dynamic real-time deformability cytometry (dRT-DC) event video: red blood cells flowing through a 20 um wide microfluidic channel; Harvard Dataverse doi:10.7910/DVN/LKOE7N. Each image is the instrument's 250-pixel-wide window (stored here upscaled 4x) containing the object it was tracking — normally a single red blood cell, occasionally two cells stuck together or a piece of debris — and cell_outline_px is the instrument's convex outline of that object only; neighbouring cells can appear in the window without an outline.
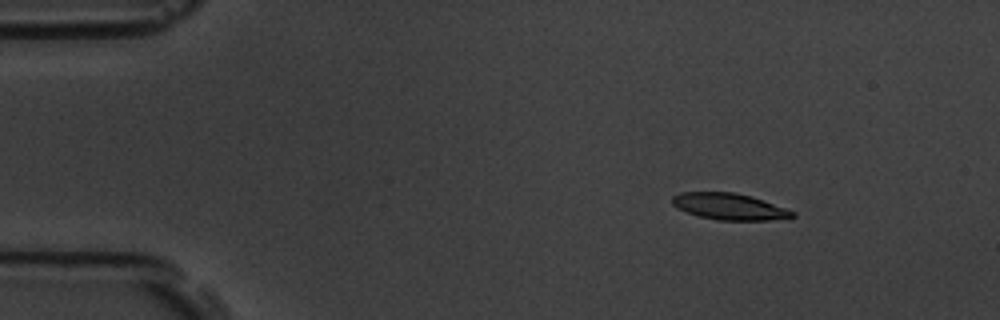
{"species": "common noctule bat (a hibernating species)", "species_latin": "Nyctalus noctula", "temperature_condition": "room temperature", "stored_images_in_passage": 50, "camera_frame_rate_fps": 3000, "um_per_image_px": 0.085, "animal": {"sex": "male", "body_mass_g": 19.5, "forearm_length_mm": 54.6}, "frame": {"image": 1, "passage_image": 1, "time_ms": 0.0, "image_size_px": [1000, 320], "cell_outline_px": [[796, 216], [788, 220], [716, 220], [700, 216], [676, 208], [672, 204], [672, 196], [680, 192], [736, 192], [752, 196], [796, 212]], "centroid_in_image_um": [62.04, 17.56], "position_along_channel_um": 23.0, "area_um2": 18.79}}
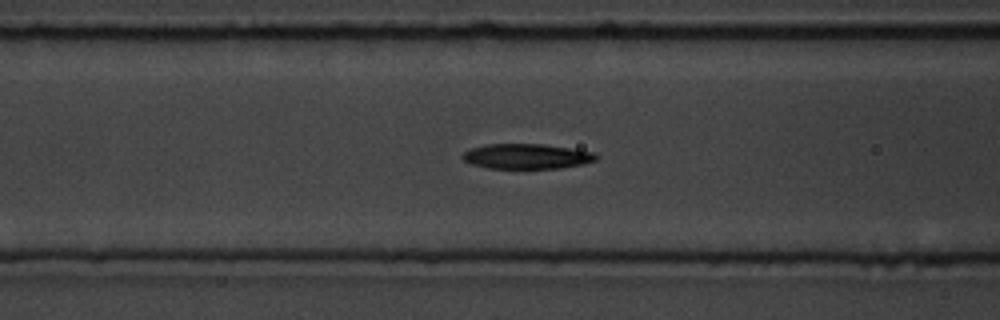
{"frame": {"image": 2, "passage_image": 16, "time_ms": 5.0, "image_size_px": [1000, 320], "cell_outline_px": [[600, 156], [596, 160], [580, 164], [560, 168], [488, 168], [472, 164], [464, 160], [460, 156], [468, 148], [488, 144], [544, 144], [596, 152]], "centroid_in_image_um": [44.77, 13.28], "position_along_channel_um": 121.8, "area_um2": 19.59}}
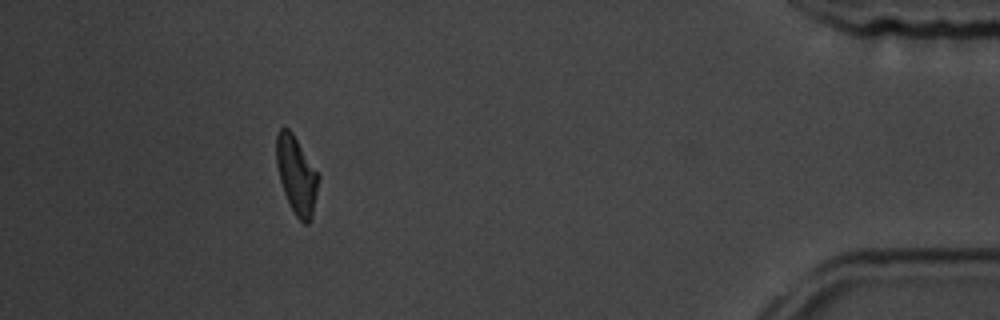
{"frame": {"image": 3, "passage_image": 45, "time_ms": 14.667, "image_size_px": [1000, 320], "cell_outline_px": [[320, 176], [312, 216], [308, 224], [304, 224], [296, 216], [284, 192], [280, 180], [276, 164], [276, 132], [280, 128], [288, 128], [292, 132]], "centroid_in_image_um": [25.2, 14.86], "position_along_channel_um": 410.0, "area_um2": 18.84}, "authors_computed_cell_mechanics": {"area_um2": 19.7098, "velocity_mm_per_s": 3.577, "shape_relaxation_time_tau1_ms": 3.6873, "shape_relaxation_time_tau2_ms": 4.6022, "deformation_change_tau1": 0.1766, "deformation_change_tau2": 0.1028}}